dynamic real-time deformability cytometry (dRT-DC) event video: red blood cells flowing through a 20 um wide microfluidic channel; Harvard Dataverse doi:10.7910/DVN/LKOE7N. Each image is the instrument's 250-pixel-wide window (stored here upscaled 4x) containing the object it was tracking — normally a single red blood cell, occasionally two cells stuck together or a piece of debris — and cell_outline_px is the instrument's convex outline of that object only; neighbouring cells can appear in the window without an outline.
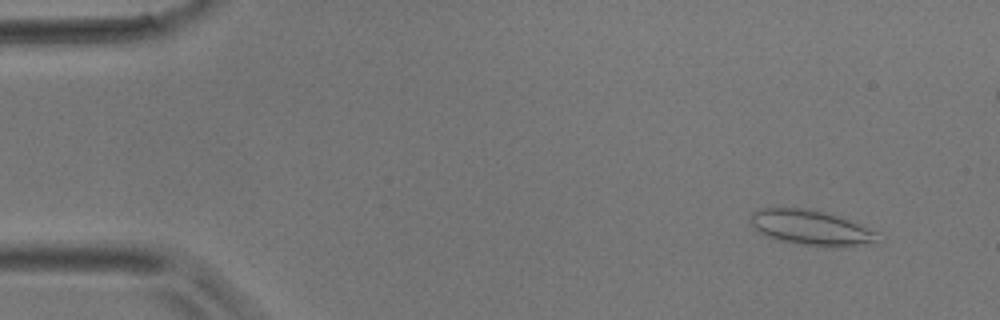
{"species": "common noctule bat (a hibernating species)", "species_latin": "Nyctalus noctula", "temperature_condition": "room temperature", "stored_images_in_passage": 4, "camera_frame_rate_fps": 3000, "um_per_image_px": 0.085, "animal": {"sex": "male", "body_mass_g": 17.9}, "frame": {"image": 1, "passage_image": 1, "time_ms": 0.0, "image_size_px": [1000, 320], "cell_outline_px": [[876, 232], [872, 240], [844, 248], [832, 248], [796, 244], [776, 240], [760, 232], [752, 224], [752, 212], [760, 208], [804, 208], [824, 212], [840, 216]], "centroid_in_image_um": [68.85, 19.36], "position_along_channel_um": 16.2, "area_um2": 25.49}}